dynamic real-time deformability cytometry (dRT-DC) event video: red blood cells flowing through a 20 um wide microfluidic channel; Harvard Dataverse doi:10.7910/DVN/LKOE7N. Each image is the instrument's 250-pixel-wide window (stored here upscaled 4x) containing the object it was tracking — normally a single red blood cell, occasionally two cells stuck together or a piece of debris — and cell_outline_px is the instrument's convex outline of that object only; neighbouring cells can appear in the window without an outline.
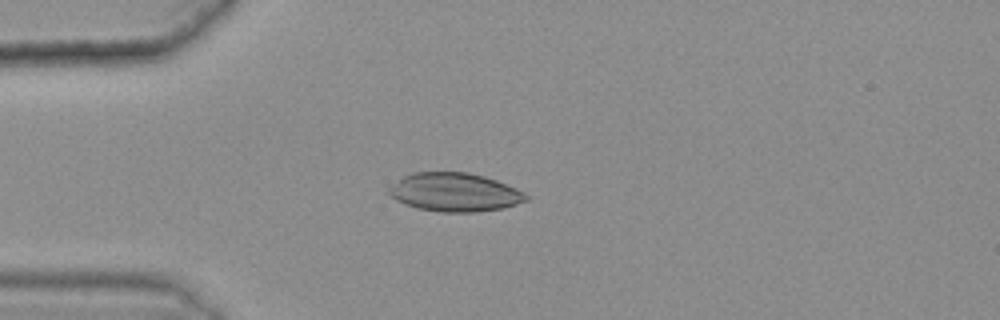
{"species": "common noctule bat (a hibernating species)", "species_latin": "Nyctalus noctula", "temperature_condition": "warm", "stored_images_in_passage": 33, "camera_frame_rate_fps": 3000, "um_per_image_px": 0.085, "animal": {"sex": "female", "body_mass_g": 25.1}, "frame": {"image": 1, "passage_image": 1, "time_ms": 0.0, "image_size_px": [1000, 320], "cell_outline_px": [[528, 200], [504, 208], [476, 212], [440, 212], [416, 208], [396, 200], [388, 192], [388, 188], [404, 176], [412, 172], [468, 172], [484, 176], [496, 180], [516, 188], [524, 192], [528, 196]], "centroid_in_image_um": [38.66, 16.34], "position_along_channel_um": 46.3, "area_um2": 30.81}}
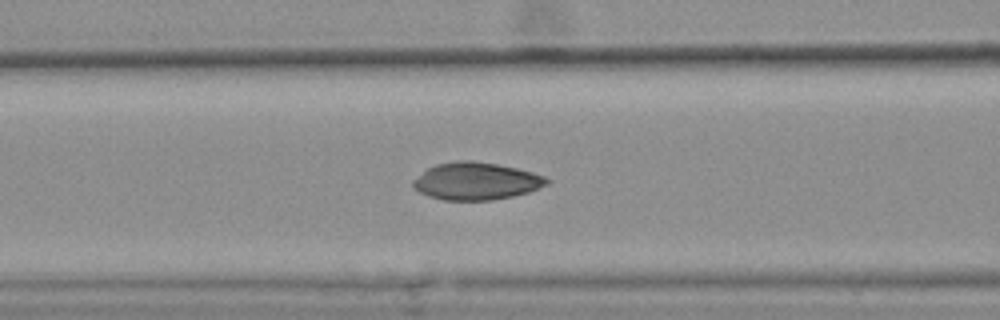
{"frame": {"image": 2, "passage_image": 9, "time_ms": 2.667, "image_size_px": [1000, 320], "cell_outline_px": [[552, 180], [548, 184], [528, 192], [512, 196], [492, 200], [444, 200], [428, 196], [412, 188], [412, 180], [428, 168], [436, 164], [456, 160], [472, 160], [496, 164], [516, 168], [532, 172], [544, 176]], "centroid_in_image_um": [40.45, 15.39], "position_along_channel_um": 126.1, "area_um2": 29.19}}
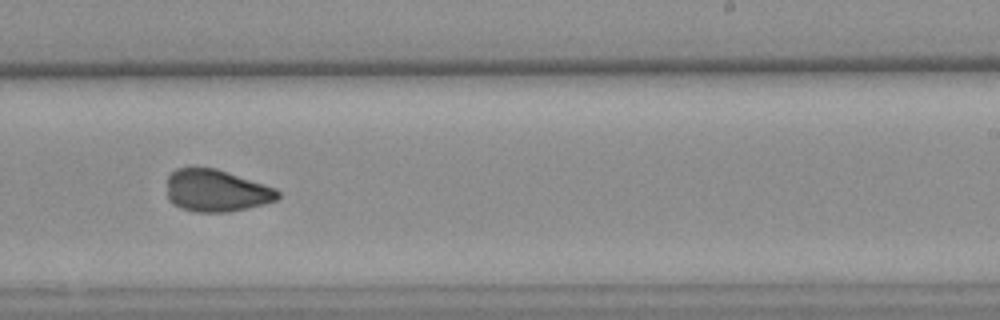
{"frame": {"image": 3, "passage_image": 21, "time_ms": 6.667, "image_size_px": [1000, 320], "cell_outline_px": [[280, 196], [276, 200], [264, 204], [248, 208], [228, 212], [196, 212], [180, 208], [172, 204], [168, 200], [168, 176], [176, 168], [216, 168], [276, 188], [280, 192]], "centroid_in_image_um": [18.39, 16.22], "position_along_channel_um": 270.6, "area_um2": 27.28}, "authors_computed_cell_mechanics": {"area_um2": 28.1486, "velocity_mm_per_s": 3.6179, "shape_relaxation_time_tau1_ms": 4.2551, "shape_relaxation_time_tau2_ms": 1.9109, "deformation_change_tau1": 0.1491, "deformation_change_tau2": 0.0636}}